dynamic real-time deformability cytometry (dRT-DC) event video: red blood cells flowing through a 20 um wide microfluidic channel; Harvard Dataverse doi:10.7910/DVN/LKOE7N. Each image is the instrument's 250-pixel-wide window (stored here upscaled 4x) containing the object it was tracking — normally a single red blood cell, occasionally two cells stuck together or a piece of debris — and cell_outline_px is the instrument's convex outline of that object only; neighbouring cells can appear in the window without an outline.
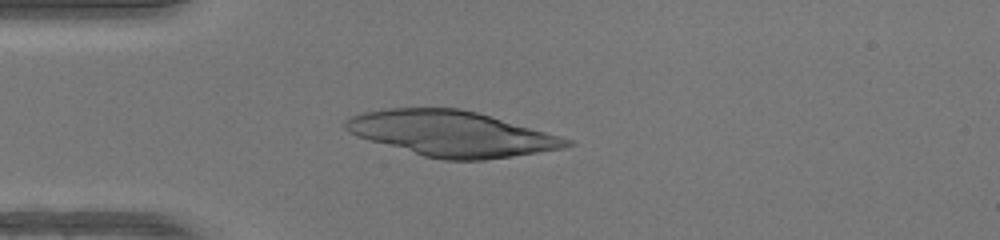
{"species": "human", "species_latin": "Homo sapiens", "temperature_condition": "warm", "stored_images_in_passage": 46, "camera_frame_rate_fps": 3000, "um_per_image_px": 0.085, "donor": {"sex": "female"}, "frame": {"image": 1, "passage_image": 11, "time_ms": 3.333, "image_size_px": [1000, 240], "cell_outline_px": [[576, 144], [564, 148], [512, 156], [484, 160], [444, 160], [424, 156], [356, 136], [348, 132], [344, 128], [344, 124], [352, 116], [364, 112], [388, 108], [460, 108], [476, 112], [560, 136], [572, 140]], "centroid_in_image_um": [38.39, 11.36], "position_along_channel_um": 46.6, "area_um2": 57.92}}